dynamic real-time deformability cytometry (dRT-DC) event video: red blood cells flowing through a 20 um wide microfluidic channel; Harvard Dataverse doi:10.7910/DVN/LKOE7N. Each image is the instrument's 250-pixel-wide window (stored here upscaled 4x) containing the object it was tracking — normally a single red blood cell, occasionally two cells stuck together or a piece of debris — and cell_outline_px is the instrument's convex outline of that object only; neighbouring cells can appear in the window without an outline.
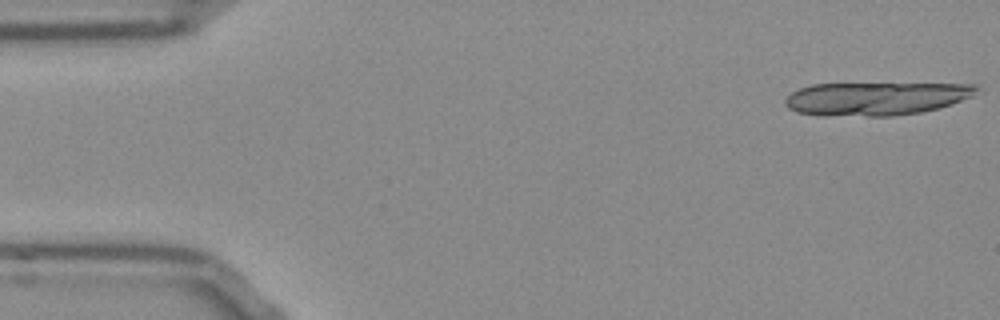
{"species": "Egyptian fruit bat (a non-hibernating species)", "species_latin": "Rousettus aegyptiacus", "temperature_condition": "room temperature", "stored_images_in_passage": 16, "camera_frame_rate_fps": 3000, "um_per_image_px": 0.085, "frame": {"image": 1, "passage_image": 1, "time_ms": 0.0, "image_size_px": [1000, 320], "cell_outline_px": [[980, 88], [972, 96], [952, 104], [920, 112], [892, 116], [816, 116], [796, 112], [788, 108], [784, 104], [784, 100], [792, 92], [800, 88], [812, 84], [976, 84]], "centroid_in_image_um": [74.4, 8.39], "position_along_channel_um": 10.6, "area_um2": 37.17}}